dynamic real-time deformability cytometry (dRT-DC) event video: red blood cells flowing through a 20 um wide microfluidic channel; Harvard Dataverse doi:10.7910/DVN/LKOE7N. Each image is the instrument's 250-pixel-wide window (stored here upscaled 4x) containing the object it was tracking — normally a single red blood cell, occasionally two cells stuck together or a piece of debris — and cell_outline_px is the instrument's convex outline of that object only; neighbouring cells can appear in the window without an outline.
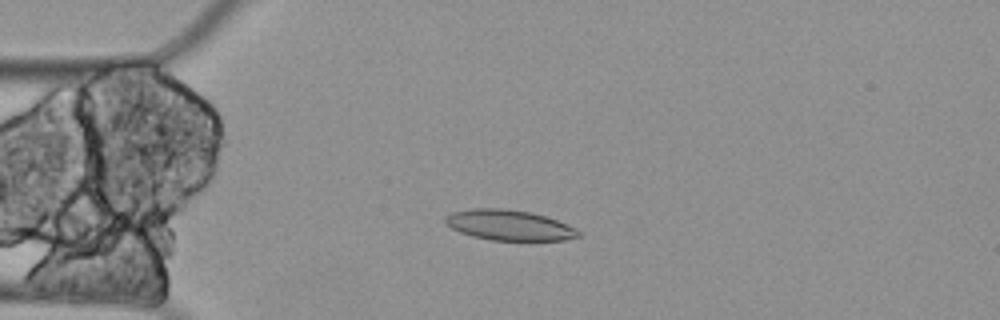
{"species": "Egyptian fruit bat (a non-hibernating species)", "species_latin": "Rousettus aegyptiacus", "temperature_condition": "cold", "stored_images_in_passage": 60, "camera_frame_rate_fps": 3000, "um_per_image_px": 0.085, "animal": {"sex": "female"}, "frame": {"image": 1, "passage_image": 15, "time_ms": 4.667, "image_size_px": [1000, 320], "cell_outline_px": [[580, 236], [564, 240], [492, 240], [472, 236], [460, 232], [452, 228], [444, 220], [444, 216], [452, 212], [472, 208], [504, 208], [532, 212], [556, 220], [576, 228], [580, 232]], "centroid_in_image_um": [43.26, 19.13], "position_along_channel_um": 41.7, "area_um2": 23.52}}
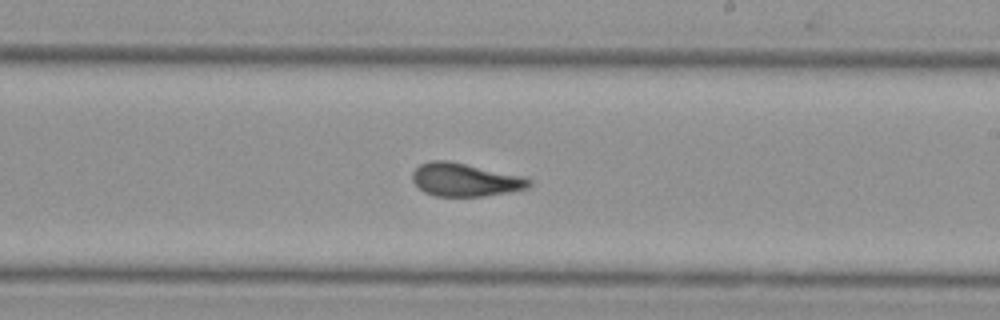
{"frame": {"image": 2, "passage_image": 35, "time_ms": 11.333, "image_size_px": [1000, 320], "cell_outline_px": [[532, 184], [528, 188], [484, 196], [436, 196], [424, 192], [412, 180], [412, 172], [420, 164], [432, 160], [448, 160], [524, 176], [532, 180]], "centroid_in_image_um": [39.54, 15.27], "position_along_channel_um": 249.5, "area_um2": 22.54}}
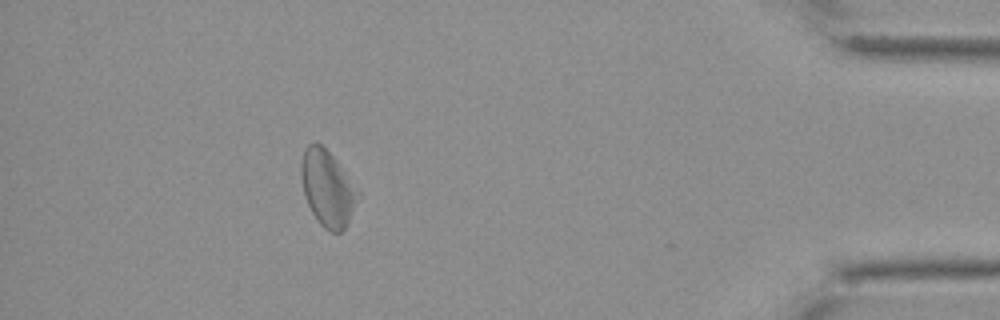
{"frame": {"image": 3, "passage_image": 54, "time_ms": 17.667, "image_size_px": [1000, 320], "cell_outline_px": [[360, 192], [348, 224], [340, 232], [332, 232], [324, 228], [316, 220], [308, 204], [304, 192], [300, 176], [300, 164], [304, 148], [308, 144], [316, 140], [336, 160]], "centroid_in_image_um": [27.81, 15.99], "position_along_channel_um": 407.4, "area_um2": 25.03}, "authors_computed_cell_mechanics": {"area_um2": 23.7558, "velocity_mm_per_s": 3.2978, "shape_relaxation_time_tau1_ms": null, "shape_relaxation_time_tau2_ms": 2.1932, "deformation_change_tau1": null, "deformation_change_tau2": 0.0849}}